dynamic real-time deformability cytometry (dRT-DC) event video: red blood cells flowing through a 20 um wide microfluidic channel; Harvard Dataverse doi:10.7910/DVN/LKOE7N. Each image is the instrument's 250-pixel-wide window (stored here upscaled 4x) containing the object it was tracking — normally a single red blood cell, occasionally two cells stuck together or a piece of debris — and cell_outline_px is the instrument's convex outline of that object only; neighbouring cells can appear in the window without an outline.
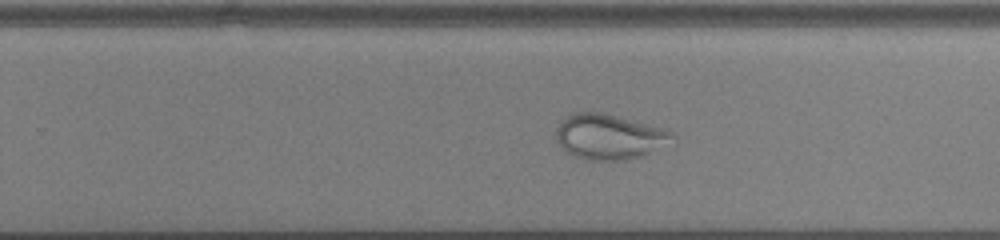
{"species": "common noctule bat (a hibernating species)", "species_latin": "Nyctalus noctula", "temperature_condition": "cold", "stored_images_in_passage": 35, "camera_frame_rate_fps": 3000, "um_per_image_px": 0.085, "animal": {"sex": "male", "body_mass_g": 13.0, "forearm_length_mm": 53.1}, "frame": {"image": 1, "passage_image": 25, "time_ms": 8.0, "image_size_px": [1000, 240], "cell_outline_px": [[676, 140], [640, 156], [624, 160], [584, 160], [572, 156], [564, 152], [556, 140], [556, 128], [568, 116], [576, 112], [600, 112], [664, 128], [672, 132], [676, 136]], "centroid_in_image_um": [51.76, 11.64], "position_along_channel_um": 278.0, "area_um2": 30.58}}
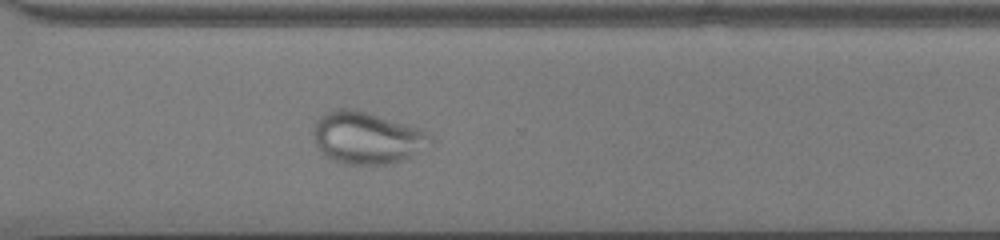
{"frame": {"image": 2, "passage_image": 30, "time_ms": 9.667, "image_size_px": [1000, 240], "cell_outline_px": [[436, 140], [432, 144], [404, 160], [388, 164], [344, 164], [332, 160], [316, 144], [312, 128], [316, 120], [320, 116], [328, 112], [340, 108], [356, 108], [420, 128], [432, 136]], "centroid_in_image_um": [31.22, 11.7], "position_along_channel_um": 339.4, "area_um2": 35.66}}